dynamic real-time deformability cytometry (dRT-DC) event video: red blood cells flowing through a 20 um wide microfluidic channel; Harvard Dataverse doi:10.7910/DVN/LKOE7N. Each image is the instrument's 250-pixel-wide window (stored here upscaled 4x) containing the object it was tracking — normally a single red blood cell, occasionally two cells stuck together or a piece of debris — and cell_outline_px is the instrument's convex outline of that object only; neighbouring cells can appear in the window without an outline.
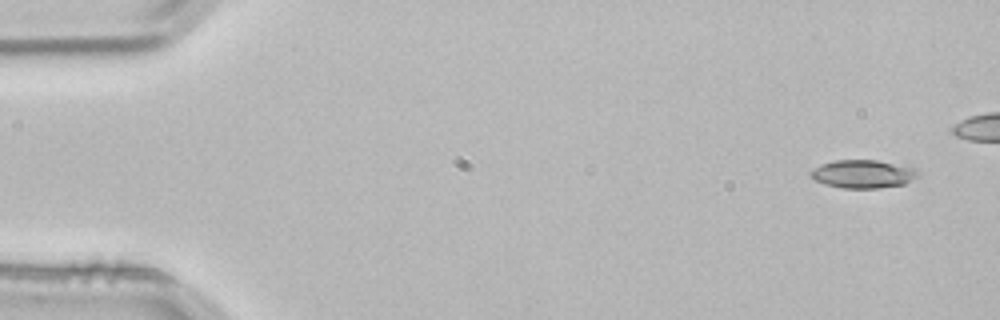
{"species": "common noctule bat (a hibernating species)", "species_latin": "Nyctalus noctula", "temperature_condition": "room temperature", "stored_images_in_passage": 4, "camera_frame_rate_fps": 3000, "um_per_image_px": 0.085, "animal": {"sex": "male", "body_mass_g": 21.5, "forearm_length_mm": 52.0}, "frame": {"image": 1, "passage_image": 1, "time_ms": 0.0, "image_size_px": [1000, 320], "cell_outline_px": [[916, 176], [904, 184], [876, 188], [840, 188], [824, 184], [808, 176], [808, 172], [812, 168], [820, 164], [836, 160], [876, 160], [916, 168]], "centroid_in_image_um": [73.25, 14.78], "position_along_channel_um": 11.7, "area_um2": 17.57}}
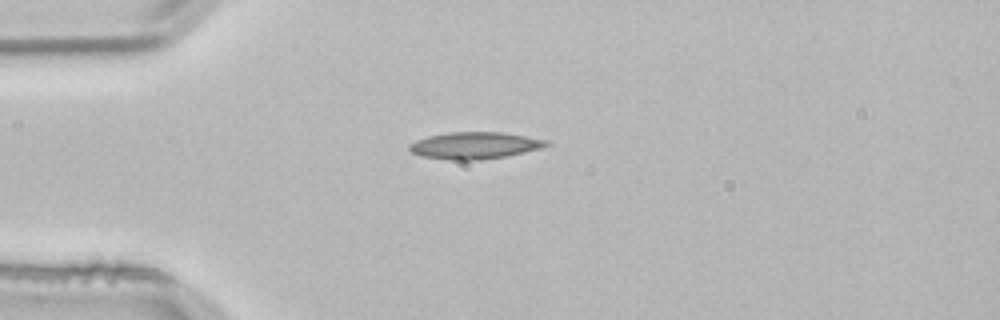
{"frame": {"image": 2, "passage_image": 4, "time_ms": 1.0, "image_size_px": [1000, 320], "cell_outline_px": [[552, 144], [540, 148], [508, 156], [480, 160], [452, 160], [420, 156], [412, 152], [408, 148], [408, 144], [416, 140], [428, 136], [448, 132], [504, 132], [548, 140]], "centroid_in_image_um": [40.35, 12.36], "position_along_channel_um": 44.6, "area_um2": 21.62}}